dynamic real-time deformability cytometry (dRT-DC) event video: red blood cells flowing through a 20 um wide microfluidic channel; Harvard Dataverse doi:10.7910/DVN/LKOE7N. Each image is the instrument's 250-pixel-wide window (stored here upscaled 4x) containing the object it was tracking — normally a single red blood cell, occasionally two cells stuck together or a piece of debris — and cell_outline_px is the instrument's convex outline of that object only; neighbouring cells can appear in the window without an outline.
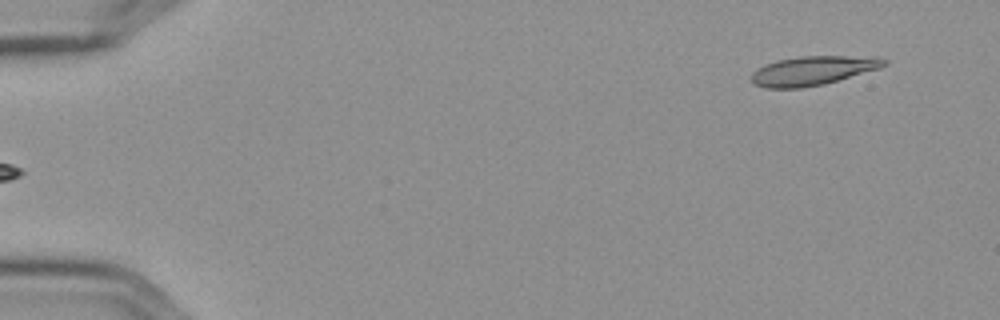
{"species": "Egyptian fruit bat (a non-hibernating species)", "species_latin": "Rousettus aegyptiacus", "temperature_condition": "cold", "stored_images_in_passage": 53, "camera_frame_rate_fps": 3000, "um_per_image_px": 0.085, "frame": {"image": 1, "passage_image": 1, "time_ms": 0.0, "image_size_px": [1000, 320], "cell_outline_px": [[888, 64], [880, 68], [824, 84], [800, 88], [764, 88], [752, 84], [752, 72], [756, 68], [764, 64], [776, 60], [800, 56], [880, 56], [888, 60]], "centroid_in_image_um": [69.1, 5.99], "position_along_channel_um": 15.9, "area_um2": 22.83}}
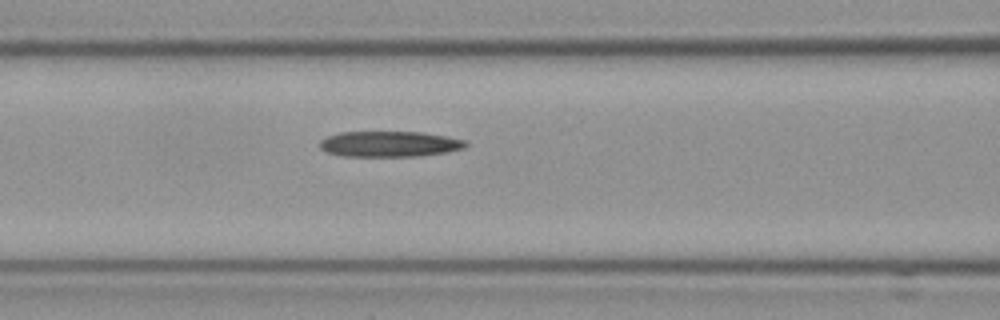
{"frame": {"image": 2, "passage_image": 21, "time_ms": 6.667, "image_size_px": [1000, 320], "cell_outline_px": [[468, 144], [464, 148], [448, 152], [420, 156], [344, 156], [328, 152], [320, 148], [320, 140], [328, 136], [340, 132], [424, 132], [448, 136], [468, 140]], "centroid_in_image_um": [33.18, 12.23], "position_along_channel_um": 133.4, "area_um2": 21.96}}
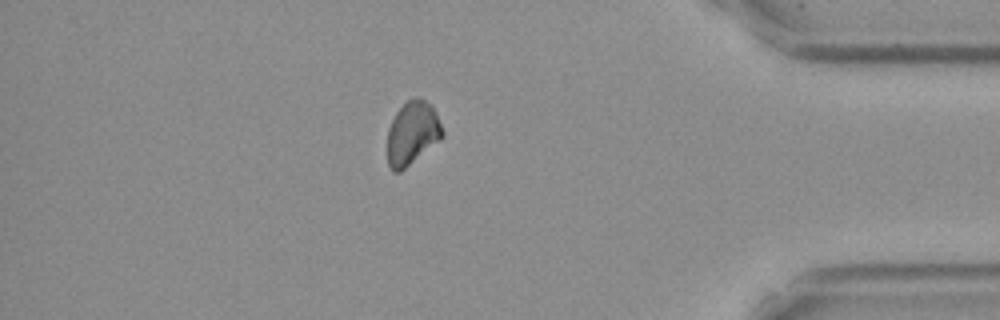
{"frame": {"image": 3, "passage_image": 46, "time_ms": 15.0, "image_size_px": [1000, 320], "cell_outline_px": [[444, 136], [440, 140], [400, 172], [392, 172], [388, 164], [388, 128], [396, 112], [412, 96], [420, 96], [432, 104], [444, 132]], "centroid_in_image_um": [35.06, 11.29], "position_along_channel_um": 400.1, "area_um2": 20.46}, "authors_computed_cell_mechanics": {"area_um2": 21.8484, "velocity_mm_per_s": 3.5774, "shape_relaxation_time_tau1_ms": 9.0457, "shape_relaxation_time_tau2_ms": null, "deformation_change_tau1": 0.147, "deformation_change_tau2": null}}